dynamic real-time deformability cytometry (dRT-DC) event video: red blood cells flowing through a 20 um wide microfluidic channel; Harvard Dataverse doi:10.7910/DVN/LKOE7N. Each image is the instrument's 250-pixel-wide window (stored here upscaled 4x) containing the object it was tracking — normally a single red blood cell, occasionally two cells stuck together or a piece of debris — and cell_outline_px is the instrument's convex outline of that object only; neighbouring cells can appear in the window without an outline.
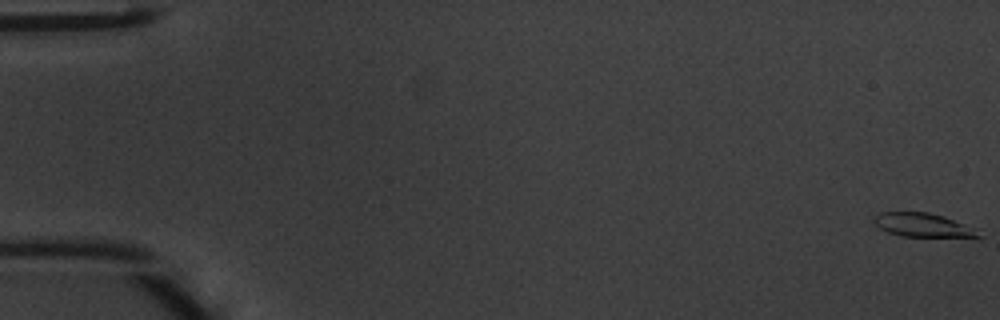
{"species": "common noctule bat (a hibernating species)", "species_latin": "Nyctalus noctula", "temperature_condition": "warm", "stored_images_in_passage": 49, "camera_frame_rate_fps": 3000, "um_per_image_px": 0.085, "animal": {"sex": "male", "body_mass_g": 20.1, "forearm_length_mm": 53.5}, "frame": {"image": 1, "passage_image": 1, "time_ms": 0.0, "image_size_px": [1000, 320], "cell_outline_px": [[984, 236], [900, 236], [888, 232], [880, 228], [872, 220], [872, 216], [880, 212], [928, 212], [944, 216], [976, 228]], "centroid_in_image_um": [78.41, 19.11], "position_along_channel_um": 6.6, "area_um2": 14.39}}
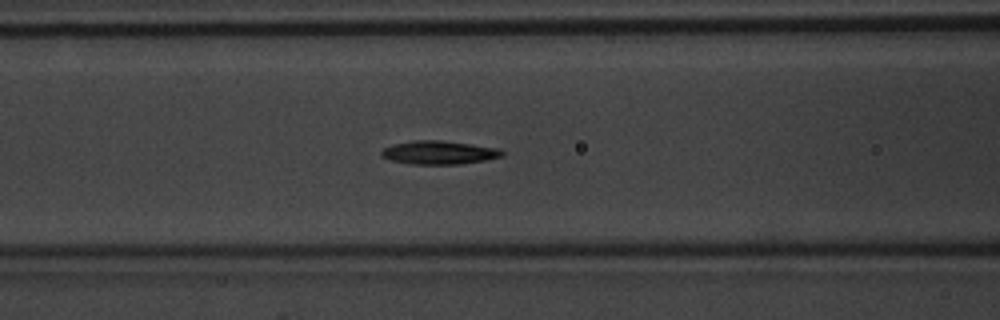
{"frame": {"image": 2, "passage_image": 21, "time_ms": 6.667, "image_size_px": [1000, 320], "cell_outline_px": [[504, 156], [484, 160], [460, 164], [412, 164], [392, 160], [380, 156], [380, 152], [384, 148], [392, 144], [412, 140], [440, 140], [500, 148], [504, 152]], "centroid_in_image_um": [37.31, 12.96], "position_along_channel_um": 129.3, "area_um2": 16.53}}
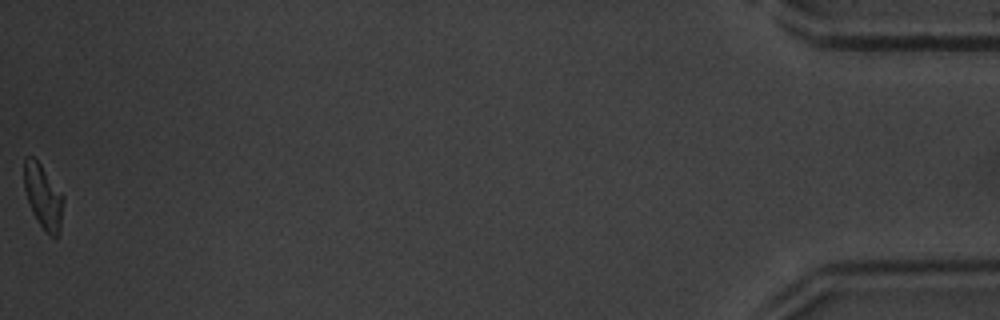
{"frame": {"image": 3, "passage_image": 49, "time_ms": 16.0, "image_size_px": [1000, 320], "cell_outline_px": [[64, 200], [60, 232], [56, 240], [48, 236], [44, 232], [32, 212], [24, 188], [24, 156], [32, 156], [40, 164], [64, 196]], "centroid_in_image_um": [3.69, 16.78], "position_along_channel_um": 431.5, "area_um2": 14.91}, "authors_computed_cell_mechanics": {"area_um2": 15.7216, "velocity_mm_per_s": 4.2428, "shape_relaxation_time_tau1_ms": 2.6711, "shape_relaxation_time_tau2_ms": 4.0982, "deformation_change_tau1": 0.1428, "deformation_change_tau2": 0.133}}